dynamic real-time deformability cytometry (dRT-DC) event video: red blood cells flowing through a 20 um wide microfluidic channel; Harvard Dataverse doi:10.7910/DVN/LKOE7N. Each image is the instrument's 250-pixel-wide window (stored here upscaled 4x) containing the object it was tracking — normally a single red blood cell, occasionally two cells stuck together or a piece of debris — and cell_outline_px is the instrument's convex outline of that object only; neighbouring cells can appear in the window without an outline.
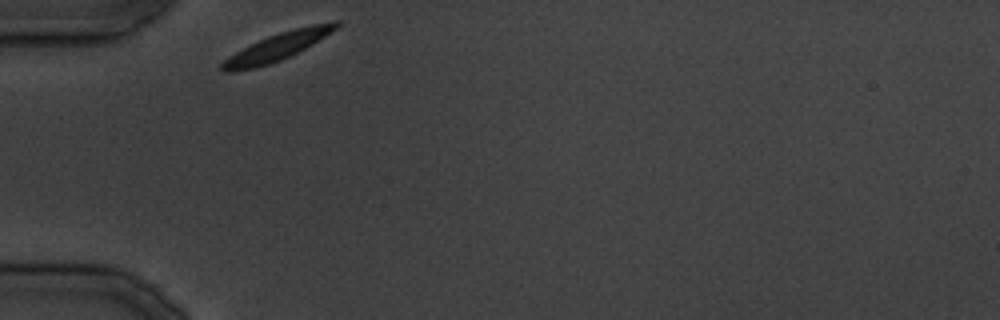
{"species": "common noctule bat (a hibernating species)", "species_latin": "Nyctalus noctula", "temperature_condition": "cold", "stored_images_in_passage": 11, "camera_frame_rate_fps": 3000, "um_per_image_px": 0.085, "animal": {"sex": "male", "body_mass_g": 19.5, "forearm_length_mm": 54.6}, "frame": {"image": 1, "passage_image": 1, "time_ms": 0.0, "image_size_px": [1000, 320], "cell_outline_px": [[340, 24], [336, 28], [312, 44], [280, 60], [256, 68], [232, 72], [224, 72], [220, 68], [220, 64], [228, 56], [268, 36], [280, 32], [312, 24], [332, 20], [340, 20]], "centroid_in_image_um": [23.56, 3.97], "position_along_channel_um": 61.4, "area_um2": 17.92}}
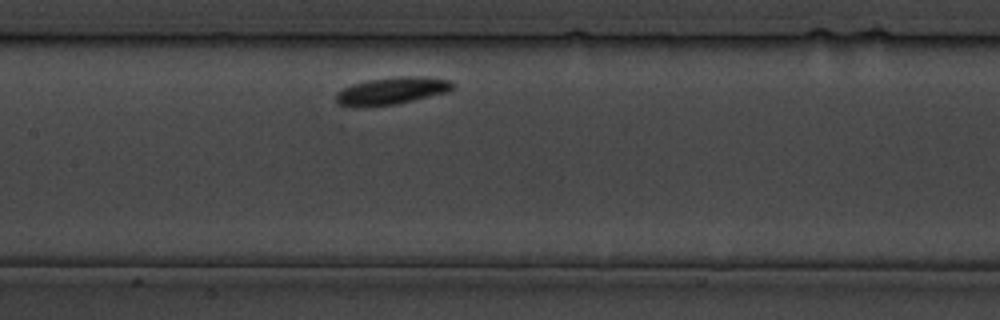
{"frame": {"image": 2, "passage_image": 8, "time_ms": 8.667, "image_size_px": [1000, 320], "cell_outline_px": [[456, 88], [448, 92], [396, 104], [356, 108], [340, 104], [336, 100], [336, 92], [352, 84], [368, 80], [400, 76], [424, 76], [452, 80], [456, 84]], "centroid_in_image_um": [33.35, 7.72], "position_along_channel_um": 174.0, "area_um2": 18.84}}
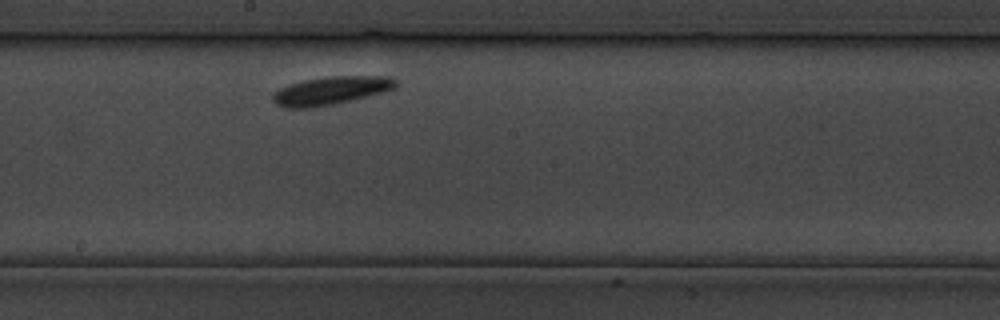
{"frame": {"image": 3, "passage_image": 11, "time_ms": 12.0, "image_size_px": [1000, 320], "cell_outline_px": [[396, 88], [352, 100], [332, 104], [308, 108], [288, 108], [276, 104], [272, 100], [272, 96], [280, 88], [288, 84], [304, 80], [324, 76], [388, 76], [396, 80]], "centroid_in_image_um": [28.11, 7.69], "position_along_channel_um": 220.1, "area_um2": 20.06}}